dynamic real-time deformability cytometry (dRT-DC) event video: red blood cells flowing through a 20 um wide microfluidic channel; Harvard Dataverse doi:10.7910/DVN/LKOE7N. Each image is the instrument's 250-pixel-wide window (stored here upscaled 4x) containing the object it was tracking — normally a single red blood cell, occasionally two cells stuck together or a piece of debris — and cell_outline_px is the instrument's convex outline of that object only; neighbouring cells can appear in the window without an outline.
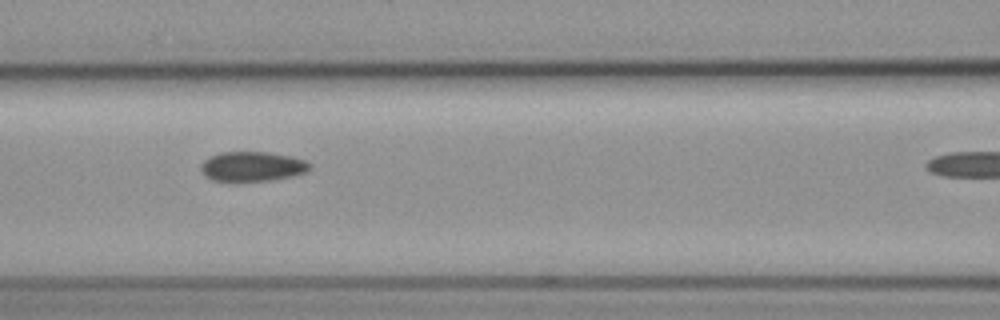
{"species": "common noctule bat (a hibernating species)", "species_latin": "Nyctalus noctula", "temperature_condition": "cold", "stored_images_in_passage": 6, "camera_frame_rate_fps": 3000, "um_per_image_px": 0.085, "animal": {"sex": "female", "body_mass_g": 19.3, "forearm_length_mm": 54.1}, "frame": {"image": 1, "passage_image": 5, "time_ms": 4.667, "image_size_px": [1000, 320], "cell_outline_px": [[312, 168], [308, 172], [292, 176], [272, 180], [212, 180], [204, 176], [200, 168], [200, 164], [204, 160], [220, 152], [268, 152], [292, 156], [304, 160], [312, 164]], "centroid_in_image_um": [21.48, 14.14], "position_along_channel_um": 145.1, "area_um2": 18.84}}